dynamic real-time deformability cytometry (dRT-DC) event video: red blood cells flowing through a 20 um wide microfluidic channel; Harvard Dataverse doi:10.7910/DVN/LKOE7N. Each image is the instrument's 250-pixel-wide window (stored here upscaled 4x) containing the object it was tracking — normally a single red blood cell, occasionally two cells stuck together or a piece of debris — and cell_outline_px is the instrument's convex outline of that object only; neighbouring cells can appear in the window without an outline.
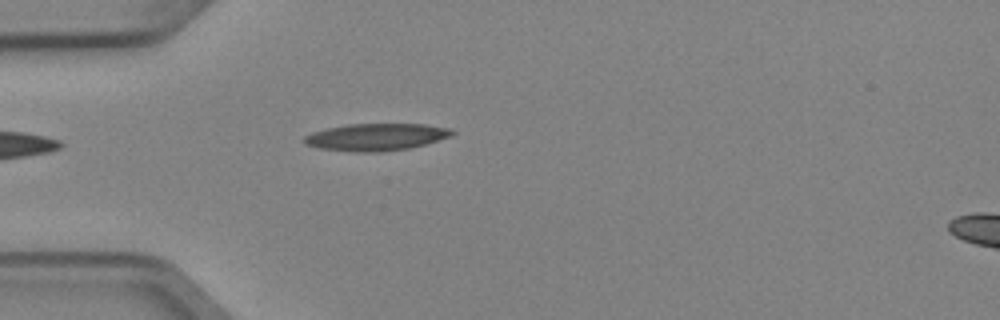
{"species": "Egyptian fruit bat (a non-hibernating species)", "species_latin": "Rousettus aegyptiacus", "temperature_condition": "cold", "stored_images_in_passage": 4, "camera_frame_rate_fps": 3000, "um_per_image_px": 0.085, "animal": {"sex": "female"}, "frame": {"image": 1, "passage_image": 4, "time_ms": 1.0, "image_size_px": [1000, 320], "cell_outline_px": [[456, 132], [448, 136], [424, 144], [408, 148], [380, 152], [352, 152], [320, 148], [304, 144], [304, 136], [312, 132], [328, 128], [348, 124], [424, 124], [448, 128]], "centroid_in_image_um": [31.91, 11.65], "position_along_channel_um": 53.1, "area_um2": 23.12}}